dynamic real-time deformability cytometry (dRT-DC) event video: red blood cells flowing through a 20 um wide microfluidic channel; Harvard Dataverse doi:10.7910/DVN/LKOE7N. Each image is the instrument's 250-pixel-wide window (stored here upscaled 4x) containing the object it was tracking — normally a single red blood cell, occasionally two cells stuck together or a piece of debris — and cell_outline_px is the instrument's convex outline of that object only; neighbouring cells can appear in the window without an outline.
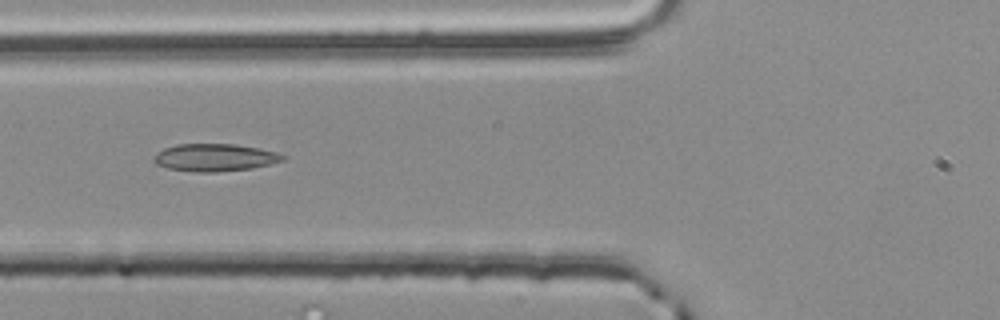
{"species": "common noctule bat (a hibernating species)", "species_latin": "Nyctalus noctula", "temperature_condition": "room temperature", "stored_images_in_passage": 50, "camera_frame_rate_fps": 3000, "um_per_image_px": 0.085, "animal": {"sex": "male", "body_mass_g": 20.4}, "frame": {"image": 1, "passage_image": 16, "time_ms": 5.0, "image_size_px": [1000, 320], "cell_outline_px": [[288, 156], [284, 160], [252, 168], [216, 172], [196, 172], [168, 168], [156, 164], [152, 160], [156, 152], [164, 148], [176, 144], [236, 144], [260, 148], [276, 152]], "centroid_in_image_um": [18.25, 13.38], "position_along_channel_um": 107.6, "area_um2": 20.75}}
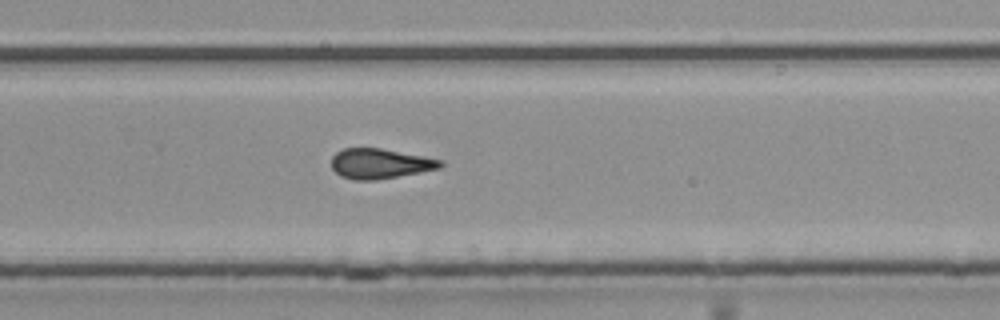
{"frame": {"image": 2, "passage_image": 31, "time_ms": 10.0, "image_size_px": [1000, 320], "cell_outline_px": [[444, 164], [440, 168], [420, 172], [376, 180], [352, 180], [340, 176], [332, 168], [332, 156], [336, 152], [344, 148], [380, 148], [440, 160]], "centroid_in_image_um": [32.24, 13.91], "position_along_channel_um": 297.6, "area_um2": 18.84}}
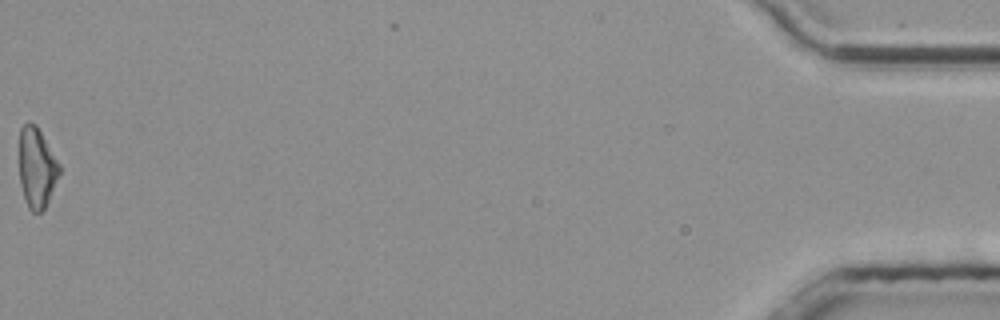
{"frame": {"image": 3, "passage_image": 50, "time_ms": 16.333, "image_size_px": [1000, 320], "cell_outline_px": [[60, 172], [44, 212], [32, 212], [28, 208], [20, 184], [20, 128], [28, 120], [36, 124], [60, 164]], "centroid_in_image_um": [3.13, 14.26], "position_along_channel_um": 432.1, "area_um2": 18.79}, "authors_computed_cell_mechanics": {"area_um2": 19.4497, "velocity_mm_per_s": 3.8078, "shape_relaxation_time_tau1_ms": null, "shape_relaxation_time_tau2_ms": 3.4414, "deformation_change_tau1": null, "deformation_change_tau2": 0.1314}}